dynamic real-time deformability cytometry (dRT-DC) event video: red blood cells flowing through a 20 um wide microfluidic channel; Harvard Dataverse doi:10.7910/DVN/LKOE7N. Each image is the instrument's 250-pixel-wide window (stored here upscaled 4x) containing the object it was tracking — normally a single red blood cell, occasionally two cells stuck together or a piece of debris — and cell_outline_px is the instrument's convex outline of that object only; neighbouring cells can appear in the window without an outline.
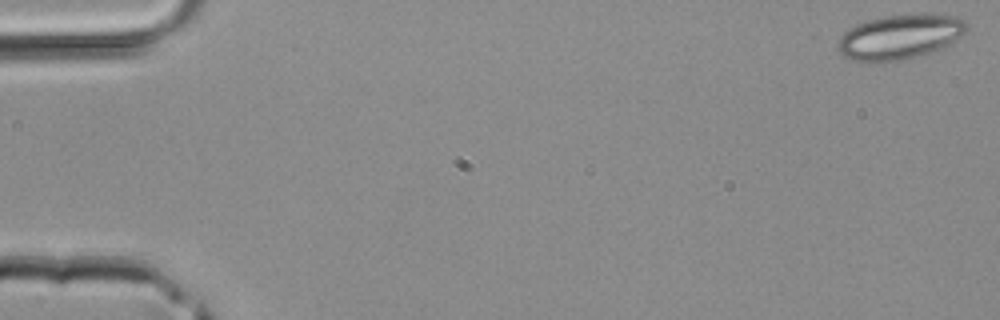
{"species": "common noctule bat (a hibernating species)", "species_latin": "Nyctalus noctula", "temperature_condition": "room temperature", "stored_images_in_passage": 43, "camera_frame_rate_fps": 3000, "um_per_image_px": 0.085, "animal": {"sex": "male", "body_mass_g": 20.4}, "frame": {"image": 1, "passage_image": 1, "time_ms": 0.0, "image_size_px": [1000, 320], "cell_outline_px": [[968, 32], [952, 44], [916, 56], [884, 64], [868, 64], [852, 60], [844, 56], [836, 48], [836, 40], [848, 28], [856, 24], [868, 20], [884, 16], [952, 16], [964, 20], [968, 24]], "centroid_in_image_um": [76.41, 3.2], "position_along_channel_um": 8.6, "area_um2": 33.7}}
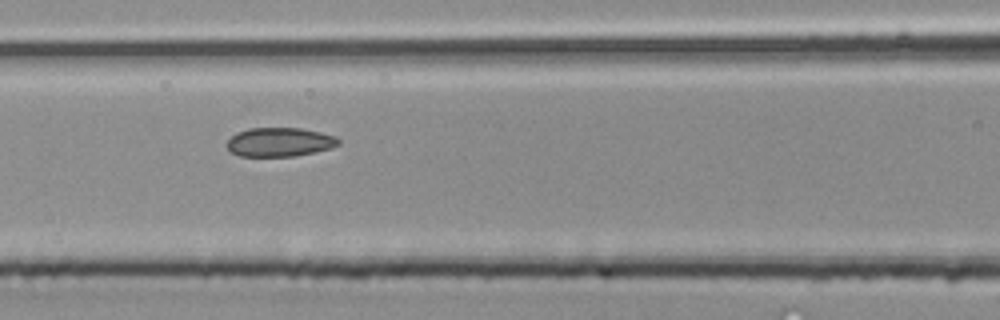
{"frame": {"image": 2, "passage_image": 19, "time_ms": 6.0, "image_size_px": [1000, 320], "cell_outline_px": [[340, 144], [332, 148], [316, 152], [292, 156], [240, 156], [232, 152], [224, 144], [236, 132], [248, 128], [300, 128], [320, 132], [336, 136], [340, 140]], "centroid_in_image_um": [23.77, 12.07], "position_along_channel_um": 142.8, "area_um2": 18.96}}
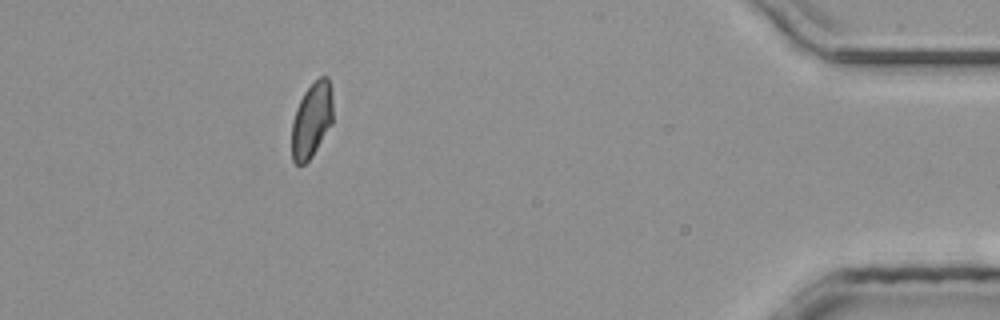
{"frame": {"image": 3, "passage_image": 39, "time_ms": 12.667, "image_size_px": [1000, 320], "cell_outline_px": [[332, 124], [312, 156], [304, 164], [296, 164], [292, 160], [292, 120], [296, 108], [304, 92], [320, 76], [328, 76], [332, 92]], "centroid_in_image_um": [26.49, 10.19], "position_along_channel_um": 408.7, "area_um2": 18.03}}